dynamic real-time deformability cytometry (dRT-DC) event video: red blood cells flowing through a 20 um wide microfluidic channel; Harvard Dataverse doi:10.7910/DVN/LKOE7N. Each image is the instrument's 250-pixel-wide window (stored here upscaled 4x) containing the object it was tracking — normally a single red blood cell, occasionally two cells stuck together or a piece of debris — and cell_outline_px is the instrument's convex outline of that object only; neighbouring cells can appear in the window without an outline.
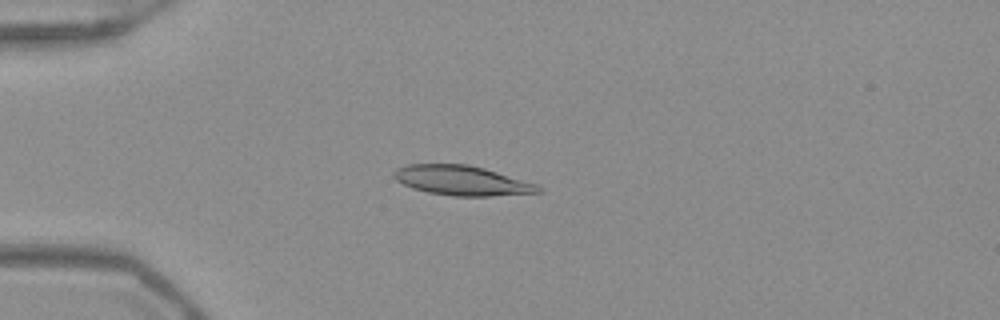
{"species": "Egyptian fruit bat (a non-hibernating species)", "species_latin": "Rousettus aegyptiacus", "temperature_condition": "warm", "stored_images_in_passage": 52, "camera_frame_rate_fps": 3000, "um_per_image_px": 0.085, "frame": {"image": 1, "passage_image": 14, "time_ms": 4.333, "image_size_px": [1000, 320], "cell_outline_px": [[544, 192], [492, 196], [452, 196], [428, 192], [412, 188], [396, 180], [392, 176], [392, 172], [396, 168], [408, 164], [468, 164], [484, 168], [540, 184], [544, 188]], "centroid_in_image_um": [39.31, 15.34], "position_along_channel_um": 45.7, "area_um2": 25.37}}
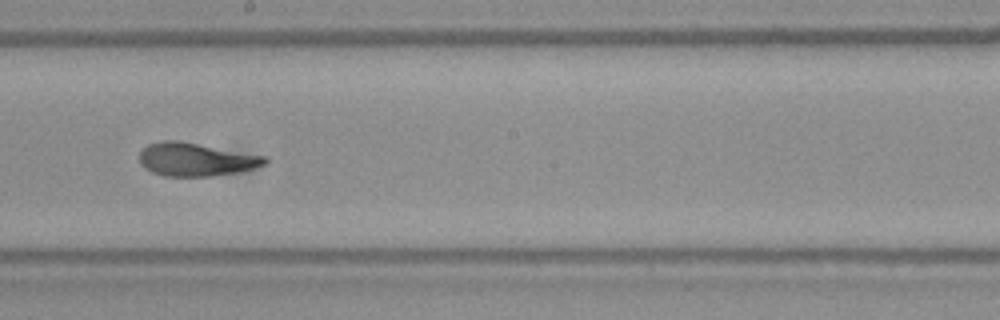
{"frame": {"image": 2, "passage_image": 30, "time_ms": 9.667, "image_size_px": [1000, 320], "cell_outline_px": [[268, 160], [264, 164], [240, 172], [208, 176], [164, 176], [152, 172], [144, 168], [140, 164], [140, 152], [148, 144], [160, 140], [180, 140], [268, 156]], "centroid_in_image_um": [16.65, 13.54], "position_along_channel_um": 231.6, "area_um2": 24.51}}
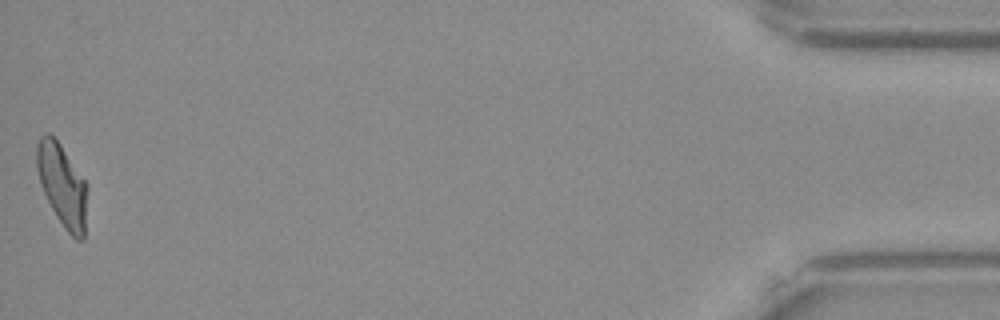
{"frame": {"image": 3, "passage_image": 52, "time_ms": 17.0, "image_size_px": [1000, 320], "cell_outline_px": [[88, 188], [84, 240], [76, 240], [64, 228], [56, 216], [40, 184], [36, 168], [36, 144], [40, 136], [44, 132], [48, 132], [60, 144], [88, 184]], "centroid_in_image_um": [5.3, 15.74], "position_along_channel_um": 429.9, "area_um2": 24.51}, "authors_computed_cell_mechanics": {"area_um2": 24.3916, "velocity_mm_per_s": 3.9258, "shape_relaxation_time_tau1_ms": 7.295, "shape_relaxation_time_tau2_ms": 1.495, "deformation_change_tau1": 0.2409, "deformation_change_tau2": 0.0698}}